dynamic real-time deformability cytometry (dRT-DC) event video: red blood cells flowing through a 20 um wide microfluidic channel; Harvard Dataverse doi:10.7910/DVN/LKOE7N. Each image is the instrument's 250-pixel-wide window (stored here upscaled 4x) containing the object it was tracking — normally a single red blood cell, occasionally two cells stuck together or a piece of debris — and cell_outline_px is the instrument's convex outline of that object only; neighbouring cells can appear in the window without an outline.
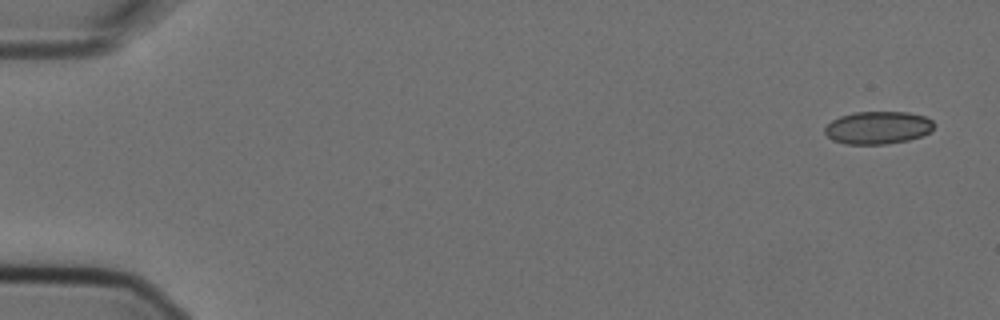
{"species": "Egyptian fruit bat (a non-hibernating species)", "species_latin": "Rousettus aegyptiacus", "temperature_condition": "cold", "stored_images_in_passage": 3, "camera_frame_rate_fps": 3000, "um_per_image_px": 0.085, "animal": {"sex": "female"}, "frame": {"image": 1, "passage_image": 1, "time_ms": 0.0, "image_size_px": [1000, 320], "cell_outline_px": [[936, 124], [928, 132], [920, 136], [908, 140], [884, 144], [844, 144], [832, 140], [824, 132], [824, 128], [832, 120], [840, 116], [856, 112], [908, 112], [924, 116], [932, 120]], "centroid_in_image_um": [74.6, 10.85], "position_along_channel_um": 10.4, "area_um2": 20.75}}